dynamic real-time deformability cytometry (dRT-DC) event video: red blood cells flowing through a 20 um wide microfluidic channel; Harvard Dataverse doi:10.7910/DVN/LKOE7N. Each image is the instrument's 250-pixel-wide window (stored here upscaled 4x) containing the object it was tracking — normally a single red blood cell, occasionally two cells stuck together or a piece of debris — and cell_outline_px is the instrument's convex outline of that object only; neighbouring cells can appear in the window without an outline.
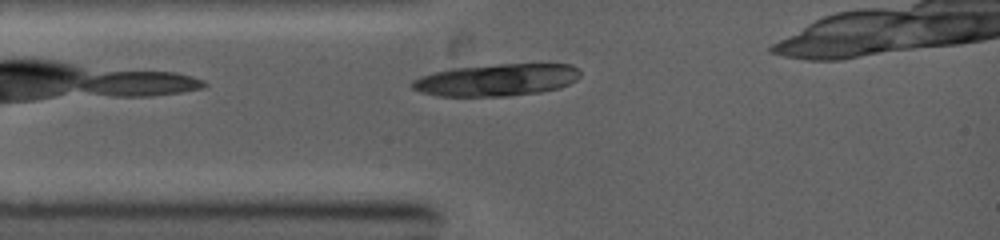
{"species": "common noctule bat (a hibernating species)", "species_latin": "Nyctalus noctula", "temperature_condition": "warm", "stored_images_in_passage": 2, "camera_frame_rate_fps": 5000, "um_per_image_px": 0.085, "animal": {"sex": "female", "body_mass_g": 19.0, "forearm_length_mm": 53.3}, "frame": {"image": 1, "passage_image": 2, "time_ms": 0.4, "image_size_px": [1000, 240], "cell_outline_px": [[580, 76], [576, 80], [560, 88], [540, 92], [508, 96], [436, 96], [420, 92], [412, 88], [408, 84], [412, 80], [420, 76], [452, 68], [496, 64], [572, 64], [580, 68]], "centroid_in_image_um": [42.21, 6.79], "position_along_channel_um": 42.8, "area_um2": 31.73}}